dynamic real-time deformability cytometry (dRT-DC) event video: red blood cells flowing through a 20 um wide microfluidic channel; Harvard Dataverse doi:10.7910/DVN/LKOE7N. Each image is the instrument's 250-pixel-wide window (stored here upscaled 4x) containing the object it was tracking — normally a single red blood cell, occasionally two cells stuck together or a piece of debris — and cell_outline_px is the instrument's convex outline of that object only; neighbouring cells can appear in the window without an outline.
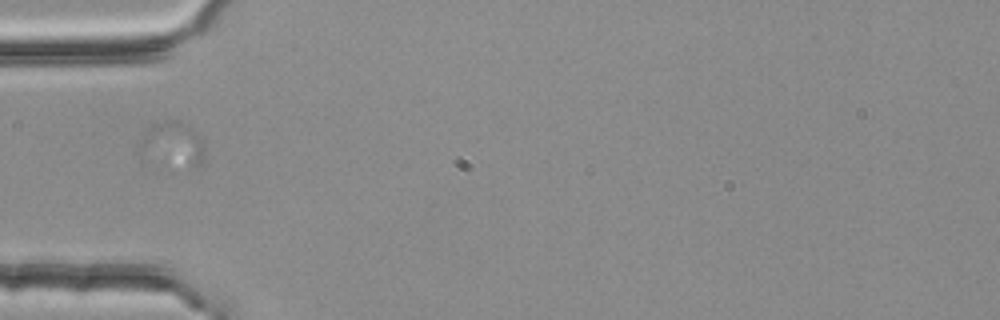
{"species": "common noctule bat (a hibernating species)", "species_latin": "Nyctalus noctula", "temperature_condition": "room temperature", "stored_images_in_passage": 3, "camera_frame_rate_fps": 3000, "um_per_image_px": 0.085, "animal": {"sex": "female", "body_mass_g": 25.1}, "frame": {"image": 1, "passage_image": 2, "time_ms": 0.333, "image_size_px": [1000, 320], "cell_outline_px": [[204, 156], [200, 164], [192, 164], [140, 156], [140, 140], [144, 132], [152, 124], [164, 120], [180, 120], [204, 144]], "centroid_in_image_um": [14.6, 12.16], "position_along_channel_um": 70.4, "area_um2": 15.55}}